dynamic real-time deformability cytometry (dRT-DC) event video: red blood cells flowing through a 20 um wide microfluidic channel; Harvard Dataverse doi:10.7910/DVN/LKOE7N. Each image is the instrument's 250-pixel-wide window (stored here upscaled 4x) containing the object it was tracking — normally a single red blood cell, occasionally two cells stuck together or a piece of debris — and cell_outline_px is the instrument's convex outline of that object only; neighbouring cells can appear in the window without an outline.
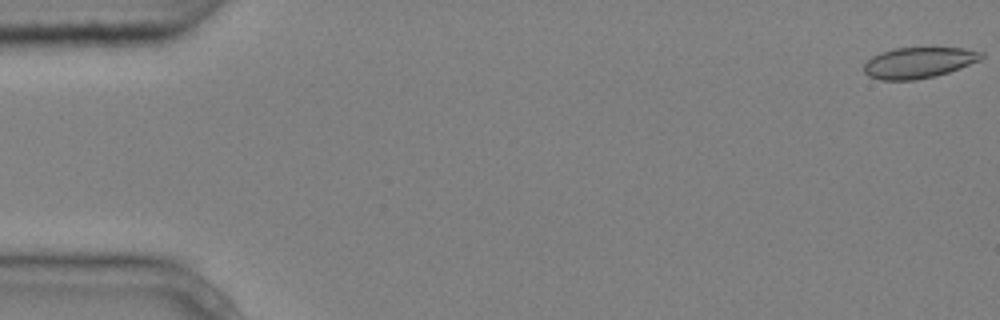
{"species": "common noctule bat (a hibernating species)", "species_latin": "Nyctalus noctula", "temperature_condition": "cold", "stored_images_in_passage": 6, "camera_frame_rate_fps": 3000, "um_per_image_px": 0.085, "animal": {"sex": "male", "body_mass_g": 20.4}, "frame": {"image": 1, "passage_image": 1, "time_ms": 0.0, "image_size_px": [1000, 320], "cell_outline_px": [[984, 56], [980, 60], [960, 68], [936, 76], [916, 80], [880, 80], [868, 76], [864, 72], [864, 64], [872, 56], [880, 52], [896, 48], [964, 48], [984, 52]], "centroid_in_image_um": [78.08, 5.33], "position_along_channel_um": 6.9, "area_um2": 21.21}}
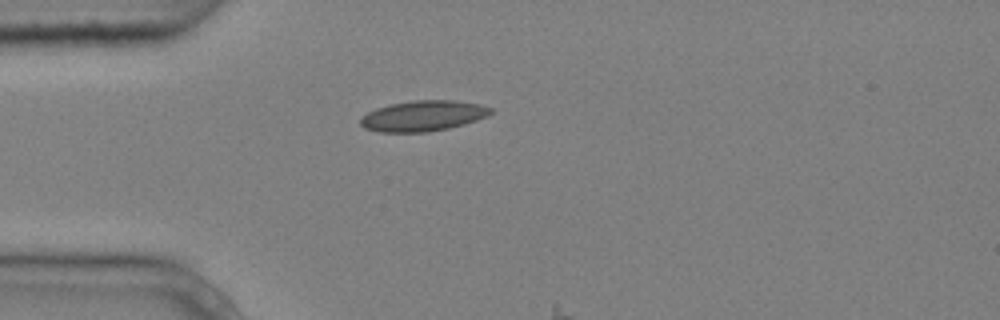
{"frame": {"image": 2, "passage_image": 5, "time_ms": 1.333, "image_size_px": [1000, 320], "cell_outline_px": [[492, 112], [488, 116], [464, 124], [448, 128], [428, 132], [380, 132], [364, 128], [360, 124], [360, 120], [368, 112], [376, 108], [392, 104], [412, 100], [456, 100], [480, 104], [492, 108]], "centroid_in_image_um": [35.98, 9.84], "position_along_channel_um": 49.0, "area_um2": 23.18}}